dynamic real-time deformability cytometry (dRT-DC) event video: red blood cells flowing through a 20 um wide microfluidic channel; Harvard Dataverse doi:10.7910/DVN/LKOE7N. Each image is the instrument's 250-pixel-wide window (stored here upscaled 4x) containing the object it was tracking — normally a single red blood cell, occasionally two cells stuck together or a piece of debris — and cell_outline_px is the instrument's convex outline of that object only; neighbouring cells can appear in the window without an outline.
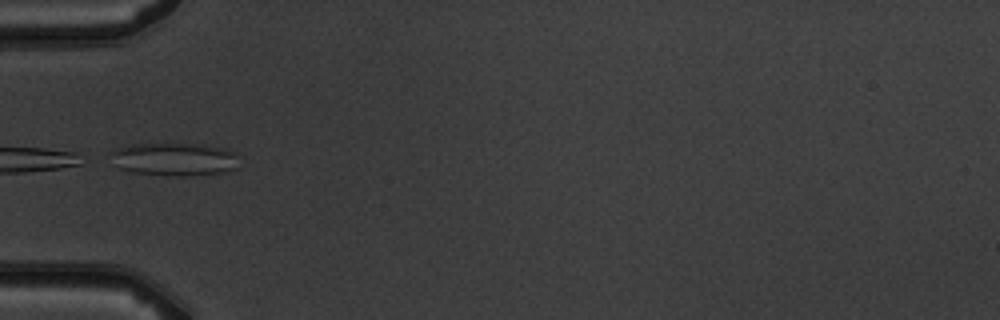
{"species": "common noctule bat (a hibernating species)", "species_latin": "Nyctalus noctula", "temperature_condition": "warm", "stored_images_in_passage": 5, "camera_frame_rate_fps": 3000, "um_per_image_px": 0.085, "animal": {"sex": "male", "body_mass_g": 19.5, "forearm_length_mm": 54.6}, "frame": {"image": 1, "passage_image": 5, "time_ms": 4.667, "image_size_px": [1000, 320], "cell_outline_px": [[240, 168], [228, 172], [188, 176], [176, 176], [132, 172], [120, 168], [108, 152], [112, 148], [128, 144], [172, 140], [204, 144], [224, 148], [236, 152]], "centroid_in_image_um": [14.85, 13.47], "position_along_channel_um": 70.2, "area_um2": 26.3}}